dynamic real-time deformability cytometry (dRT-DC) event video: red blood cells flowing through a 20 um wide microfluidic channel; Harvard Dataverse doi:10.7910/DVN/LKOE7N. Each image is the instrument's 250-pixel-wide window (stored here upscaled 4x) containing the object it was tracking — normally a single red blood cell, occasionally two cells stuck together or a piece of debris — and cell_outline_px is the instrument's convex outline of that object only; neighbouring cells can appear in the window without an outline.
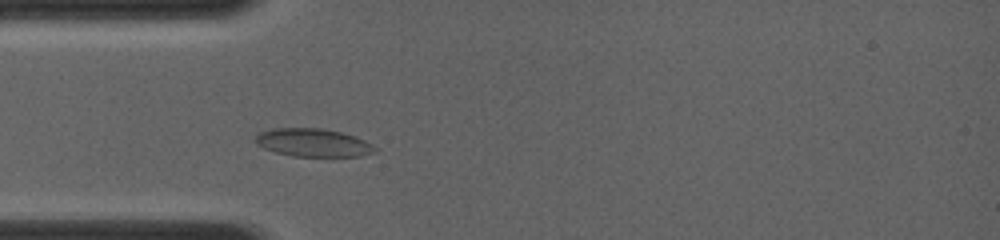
{"species": "common noctule bat (a hibernating species)", "species_latin": "Nyctalus noctula", "temperature_condition": "room temperature", "stored_images_in_passage": 1, "camera_frame_rate_fps": 4000, "um_per_image_px": 0.085, "animal": {"sex": "female", "body_mass_g": 19.0, "forearm_length_mm": 56.7}, "frame": {"image": 1, "passage_image": 1, "time_ms": 0.0, "image_size_px": [1000, 240], "cell_outline_px": [[376, 152], [360, 156], [292, 156], [276, 152], [264, 148], [256, 144], [252, 140], [260, 132], [272, 128], [320, 128], [340, 132], [356, 136], [372, 144], [376, 148]], "centroid_in_image_um": [26.59, 12.12], "position_along_channel_um": 58.4, "area_um2": 19.59}}